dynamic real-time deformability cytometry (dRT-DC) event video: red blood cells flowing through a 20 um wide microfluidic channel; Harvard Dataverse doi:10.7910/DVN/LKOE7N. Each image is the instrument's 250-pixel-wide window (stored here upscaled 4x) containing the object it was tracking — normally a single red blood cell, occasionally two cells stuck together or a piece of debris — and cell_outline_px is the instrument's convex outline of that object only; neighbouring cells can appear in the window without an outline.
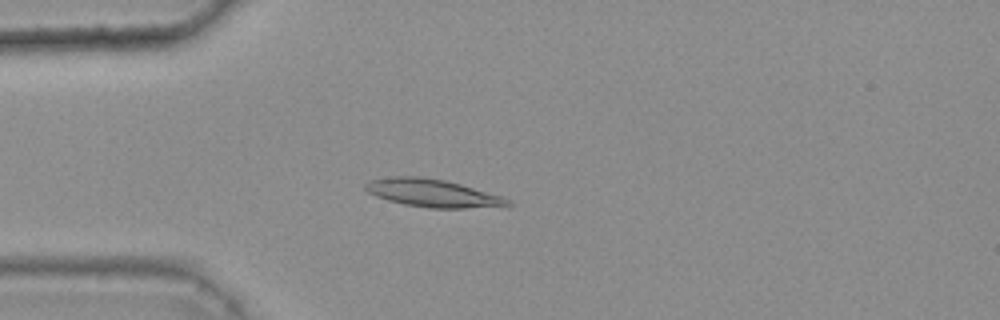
{"species": "common noctule bat (a hibernating species)", "species_latin": "Nyctalus noctula", "temperature_condition": "warm", "stored_images_in_passage": 39, "camera_frame_rate_fps": 3000, "um_per_image_px": 0.085, "animal": {"sex": "female", "body_mass_g": 25.1}, "frame": {"image": 1, "passage_image": 9, "time_ms": 2.667, "image_size_px": [1000, 320], "cell_outline_px": [[512, 204], [464, 208], [428, 208], [404, 204], [388, 200], [376, 196], [368, 192], [364, 188], [364, 184], [368, 180], [396, 176], [416, 176], [444, 180], [460, 184], [500, 196], [508, 200]], "centroid_in_image_um": [36.65, 16.4], "position_along_channel_um": 48.3, "area_um2": 22.54}}
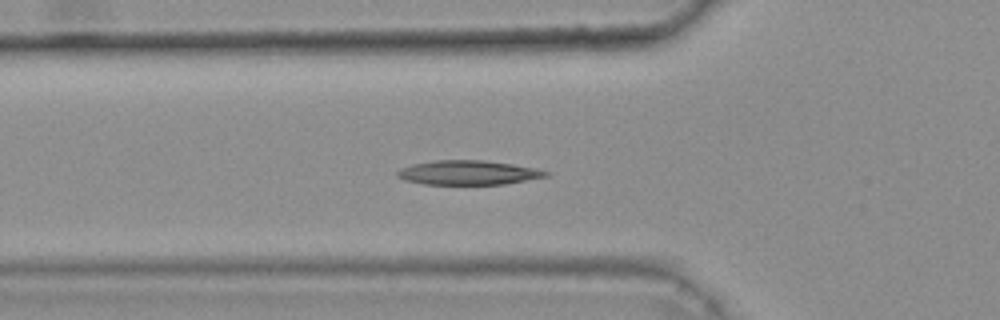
{"frame": {"image": 2, "passage_image": 13, "time_ms": 4.0, "image_size_px": [1000, 320], "cell_outline_px": [[552, 172], [548, 176], [504, 184], [424, 184], [404, 180], [396, 176], [396, 172], [400, 168], [412, 164], [436, 160], [480, 160], [512, 164], [536, 168]], "centroid_in_image_um": [39.79, 14.67], "position_along_channel_um": 86.0, "area_um2": 21.04}}
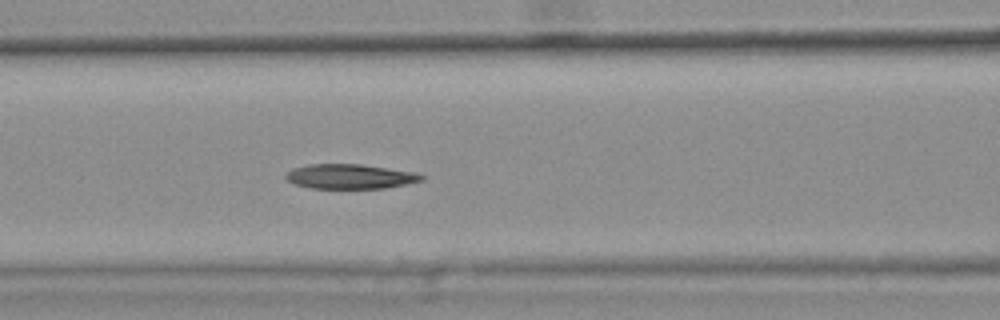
{"frame": {"image": 3, "passage_image": 17, "time_ms": 5.333, "image_size_px": [1000, 320], "cell_outline_px": [[424, 180], [384, 188], [308, 188], [296, 184], [288, 180], [284, 176], [292, 168], [308, 164], [360, 164], [416, 172], [424, 176]], "centroid_in_image_um": [29.74, 14.99], "position_along_channel_um": 136.9, "area_um2": 19.42}, "authors_computed_cell_mechanics": {"area_um2": 20.5768, "velocity_mm_per_s": 3.7929, "shape_relaxation_time_tau1_ms": 11.1424, "shape_relaxation_time_tau2_ms": null, "deformation_change_tau1": 0.2439, "deformation_change_tau2": null}}